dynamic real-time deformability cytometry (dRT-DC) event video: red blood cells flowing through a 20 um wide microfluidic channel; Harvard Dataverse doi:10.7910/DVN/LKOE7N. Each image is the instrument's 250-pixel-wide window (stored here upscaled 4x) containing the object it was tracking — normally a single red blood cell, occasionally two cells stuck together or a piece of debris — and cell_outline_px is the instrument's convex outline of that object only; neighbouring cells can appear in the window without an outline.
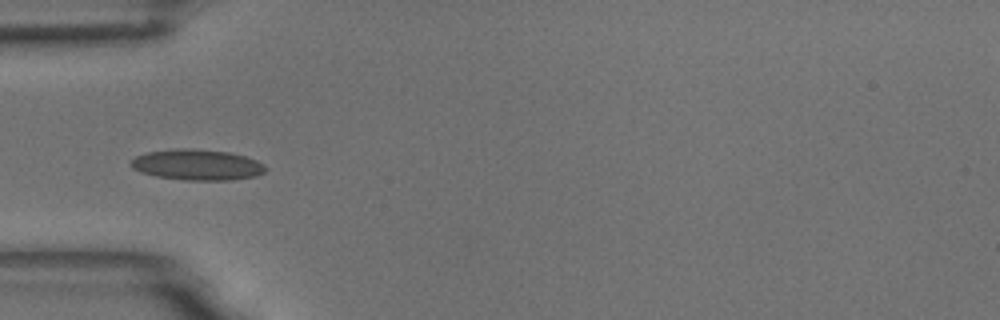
{"species": "common noctule bat (a hibernating species)", "species_latin": "Nyctalus noctula", "temperature_condition": "room temperature", "stored_images_in_passage": 40, "camera_frame_rate_fps": 3000, "um_per_image_px": 0.085, "animal": {"sex": "male", "body_mass_g": 18.8}, "frame": {"image": 1, "passage_image": 1, "time_ms": 0.0, "image_size_px": [1000, 320], "cell_outline_px": [[268, 168], [264, 172], [256, 176], [232, 180], [184, 180], [156, 176], [140, 172], [132, 168], [128, 164], [136, 156], [148, 152], [176, 148], [188, 148], [228, 152], [244, 156], [256, 160], [264, 164]], "centroid_in_image_um": [16.75, 14.01], "position_along_channel_um": 68.2, "area_um2": 24.22}}
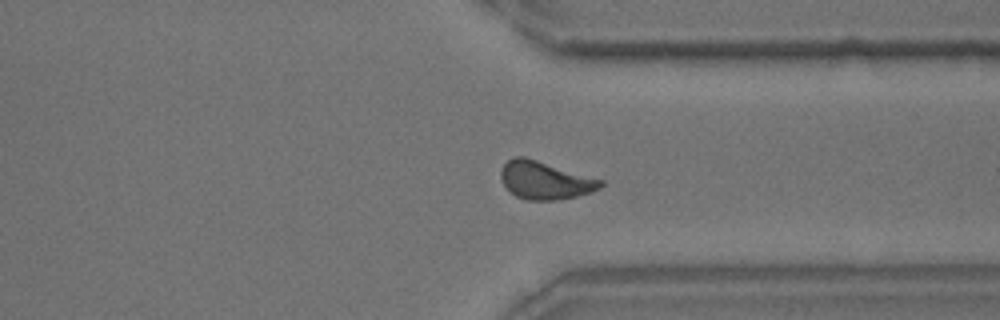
{"frame": {"image": 2, "passage_image": 26, "time_ms": 8.333, "image_size_px": [1000, 320], "cell_outline_px": [[604, 184], [600, 188], [592, 192], [576, 196], [556, 200], [524, 200], [508, 192], [500, 176], [500, 168], [512, 156], [524, 156], [604, 180]], "centroid_in_image_um": [46.3, 15.32], "position_along_channel_um": 365.1, "area_um2": 22.25}}
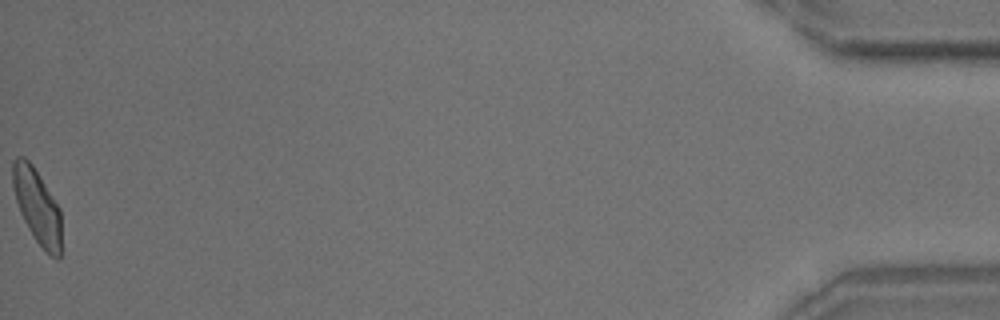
{"frame": {"image": 3, "passage_image": 40, "time_ms": 13.0, "image_size_px": [1000, 320], "cell_outline_px": [[60, 260], [56, 260], [36, 240], [28, 228], [20, 212], [16, 200], [12, 184], [12, 160], [16, 156], [24, 156], [32, 164], [60, 208]], "centroid_in_image_um": [3.13, 17.48], "position_along_channel_um": 432.1, "area_um2": 20.92}, "authors_computed_cell_mechanics": {"area_um2": 21.4727, "velocity_mm_per_s": 3.5585, "shape_relaxation_time_tau1_ms": 5.2682, "shape_relaxation_time_tau2_ms": 1.4462, "deformation_change_tau1": 0.1304, "deformation_change_tau2": 0.068}}